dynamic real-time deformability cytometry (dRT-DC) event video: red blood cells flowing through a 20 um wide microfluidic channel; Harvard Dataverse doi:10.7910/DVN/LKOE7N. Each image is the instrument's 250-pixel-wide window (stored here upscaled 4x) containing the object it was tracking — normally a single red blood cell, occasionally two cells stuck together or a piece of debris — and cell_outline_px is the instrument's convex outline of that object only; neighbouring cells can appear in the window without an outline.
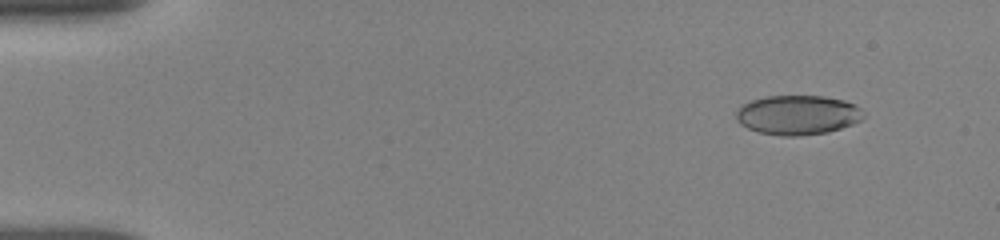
{"species": "human", "species_latin": "Homo sapiens", "temperature_condition": "room temperature", "stored_images_in_passage": 19, "camera_frame_rate_fps": 3000, "um_per_image_px": 0.085, "donor": {"sex": "female"}, "frame": {"image": 1, "passage_image": 3, "time_ms": 1.333, "image_size_px": [1000, 240], "cell_outline_px": [[864, 116], [860, 120], [852, 124], [828, 132], [800, 136], [780, 136], [760, 132], [748, 128], [740, 124], [736, 120], [736, 112], [744, 104], [752, 100], [768, 96], [824, 96], [844, 100], [856, 104], [864, 112]], "centroid_in_image_um": [67.82, 9.77], "position_along_channel_um": 17.2, "area_um2": 29.3}}
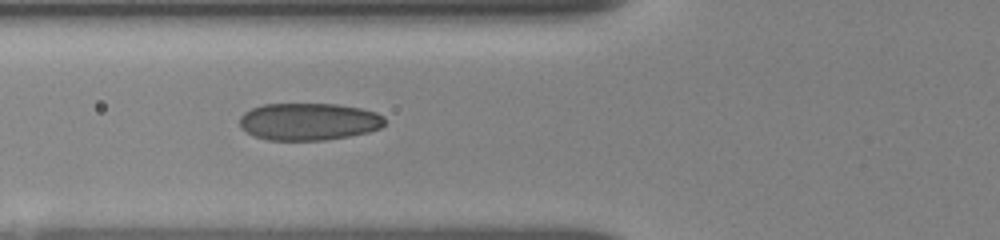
{"frame": {"image": 2, "passage_image": 12, "time_ms": 6.333, "image_size_px": [1000, 240], "cell_outline_px": [[384, 124], [380, 128], [368, 132], [348, 136], [324, 140], [268, 140], [252, 136], [240, 128], [240, 116], [244, 112], [252, 108], [264, 104], [336, 104], [360, 108], [376, 112], [384, 116]], "centroid_in_image_um": [26.21, 10.34], "position_along_channel_um": 99.6, "area_um2": 31.62}}
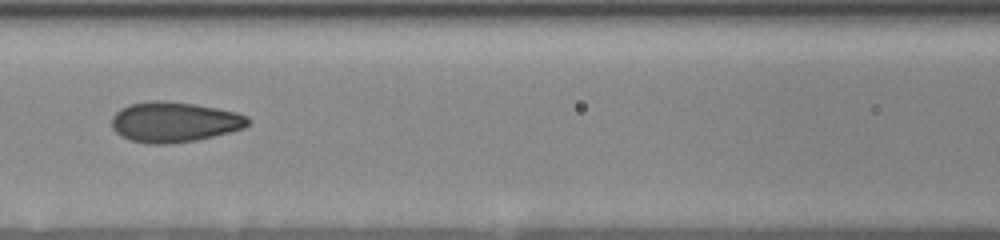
{"frame": {"image": 3, "passage_image": 17, "time_ms": 7.667, "image_size_px": [1000, 240], "cell_outline_px": [[252, 120], [244, 128], [196, 140], [164, 144], [148, 144], [132, 140], [120, 136], [112, 128], [112, 116], [120, 108], [128, 104], [152, 100], [164, 100], [196, 104], [236, 112], [248, 116]], "centroid_in_image_um": [14.79, 10.35], "position_along_channel_um": 151.8, "area_um2": 32.08}}